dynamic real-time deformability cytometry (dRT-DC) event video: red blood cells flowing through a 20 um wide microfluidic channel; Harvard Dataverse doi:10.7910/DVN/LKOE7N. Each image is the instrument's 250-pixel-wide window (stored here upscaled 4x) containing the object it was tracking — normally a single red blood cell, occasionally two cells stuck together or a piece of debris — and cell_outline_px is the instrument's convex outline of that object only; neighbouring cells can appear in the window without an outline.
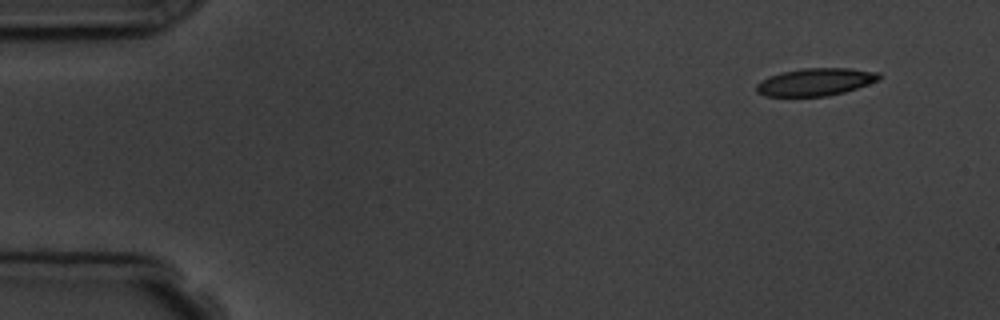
{"species": "common noctule bat (a hibernating species)", "species_latin": "Nyctalus noctula", "temperature_condition": "room temperature", "stored_images_in_passage": 4, "camera_frame_rate_fps": 3000, "um_per_image_px": 0.085, "animal": {"sex": "male", "body_mass_g": 19.5, "forearm_length_mm": 54.6}, "frame": {"image": 1, "passage_image": 1, "time_ms": 0.0, "image_size_px": [1000, 320], "cell_outline_px": [[880, 80], [844, 92], [828, 96], [764, 96], [756, 92], [756, 84], [780, 72], [804, 68], [848, 68], [880, 72]], "centroid_in_image_um": [69.34, 6.96], "position_along_channel_um": 15.7, "area_um2": 19.59}}
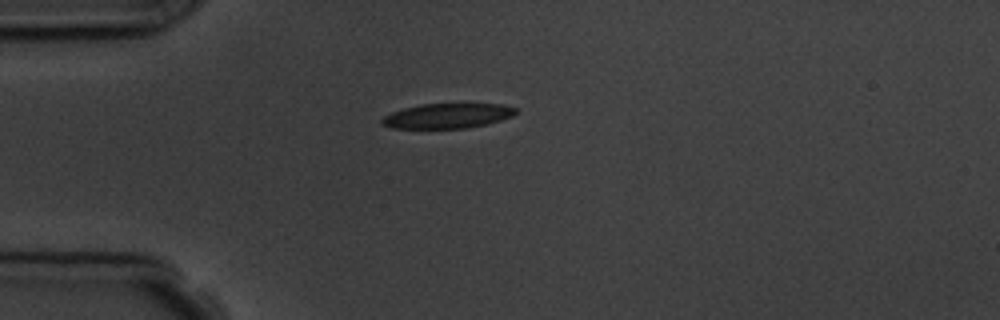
{"frame": {"image": 2, "passage_image": 4, "time_ms": 3.333, "image_size_px": [1000, 320], "cell_outline_px": [[516, 112], [512, 116], [488, 124], [468, 128], [392, 128], [380, 124], [380, 120], [384, 116], [392, 112], [404, 108], [420, 104], [504, 104], [516, 108]], "centroid_in_image_um": [38.02, 9.85], "position_along_channel_um": 47.0, "area_um2": 19.42}}